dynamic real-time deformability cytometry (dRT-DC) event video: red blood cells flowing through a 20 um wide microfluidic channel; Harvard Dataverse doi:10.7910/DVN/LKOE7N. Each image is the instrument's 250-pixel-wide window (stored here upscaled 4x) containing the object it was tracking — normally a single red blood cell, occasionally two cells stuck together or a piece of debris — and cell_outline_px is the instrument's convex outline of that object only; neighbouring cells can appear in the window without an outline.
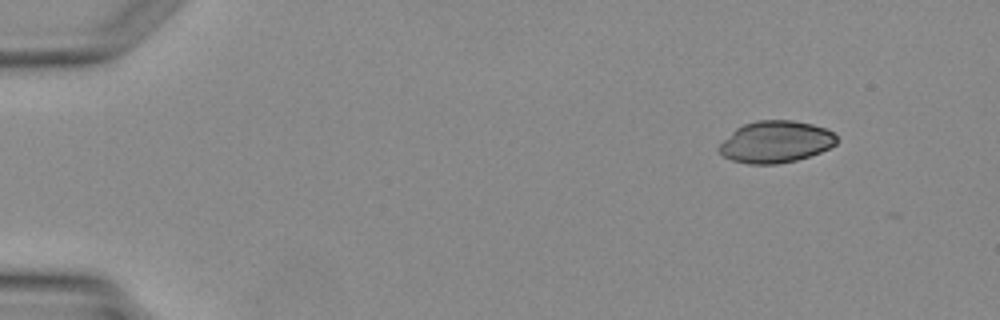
{"species": "Egyptian fruit bat (a non-hibernating species)", "species_latin": "Rousettus aegyptiacus", "temperature_condition": "warm", "stored_images_in_passage": 4, "segment_of_instrument_passage": [1, 2], "camera_frame_rate_fps": 3000, "um_per_image_px": 0.085, "animal": {"sex": "female"}, "frame": {"image": 1, "passage_image": 1, "time_ms": 0.0, "image_size_px": [1000, 320], "cell_outline_px": [[836, 144], [820, 152], [796, 160], [776, 164], [748, 164], [732, 160], [724, 156], [716, 148], [736, 128], [744, 124], [756, 120], [792, 120], [812, 124], [824, 128], [832, 132], [836, 136]], "centroid_in_image_um": [65.91, 12.05], "position_along_channel_um": 19.1, "area_um2": 28.44}}
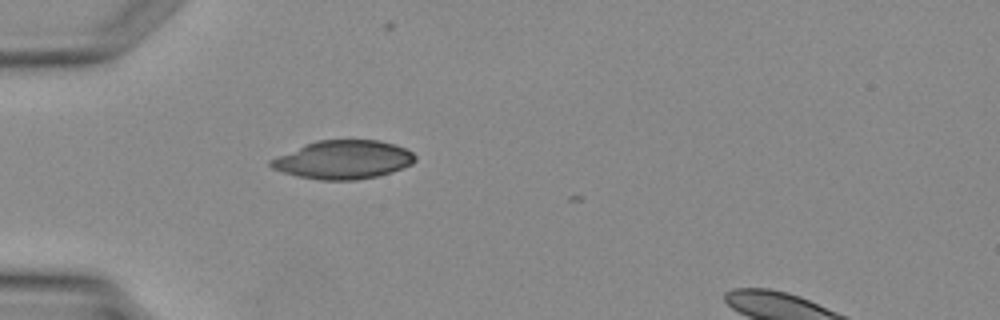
{"frame": {"image": 2, "passage_image": 3, "time_ms": 2.667, "image_size_px": [1000, 320], "cell_outline_px": [[416, 160], [412, 164], [392, 172], [376, 176], [356, 180], [320, 180], [296, 176], [272, 168], [268, 164], [268, 160], [316, 140], [380, 140], [404, 148], [412, 152], [416, 156]], "centroid_in_image_um": [29.18, 13.58], "position_along_channel_um": 55.8, "area_um2": 32.25}}